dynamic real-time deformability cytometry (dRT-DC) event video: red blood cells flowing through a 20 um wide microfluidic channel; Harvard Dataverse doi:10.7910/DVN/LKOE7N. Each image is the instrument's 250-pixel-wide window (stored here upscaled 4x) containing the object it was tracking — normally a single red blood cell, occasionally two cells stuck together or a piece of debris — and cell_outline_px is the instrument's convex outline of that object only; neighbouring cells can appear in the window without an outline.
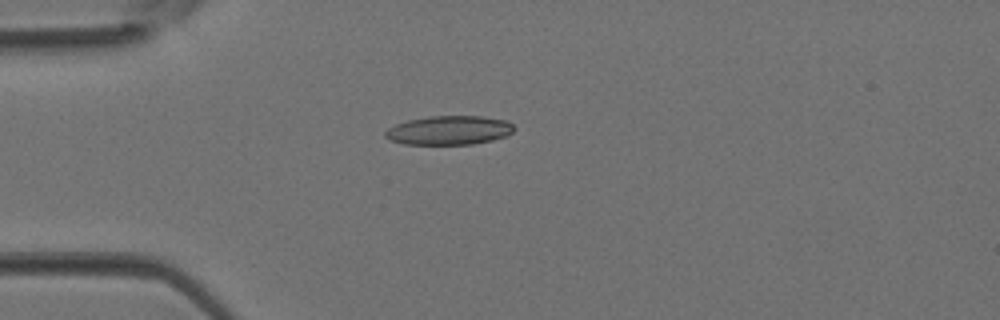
{"species": "Egyptian fruit bat (a non-hibernating species)", "species_latin": "Rousettus aegyptiacus", "temperature_condition": "room temperature", "stored_images_in_passage": 4, "camera_frame_rate_fps": 3000, "um_per_image_px": 0.085, "animal": {"sex": "female"}, "frame": {"image": 1, "passage_image": 4, "time_ms": 1.0, "image_size_px": [1000, 320], "cell_outline_px": [[516, 128], [508, 136], [492, 140], [472, 144], [404, 144], [392, 140], [384, 136], [384, 132], [388, 128], [396, 124], [408, 120], [428, 116], [480, 116], [508, 120]], "centroid_in_image_um": [38.21, 11.07], "position_along_channel_um": 46.8, "area_um2": 21.85}}